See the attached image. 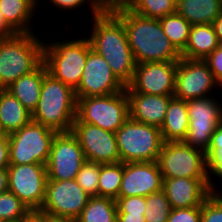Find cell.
<instances>
[{"mask_svg": "<svg viewBox=\"0 0 222 222\" xmlns=\"http://www.w3.org/2000/svg\"><path fill=\"white\" fill-rule=\"evenodd\" d=\"M54 7H58L57 9L60 8L63 10H73L77 9L81 6H83L86 2L89 4V7L91 8V14L92 16H97L98 14H101L99 5H98V0H49Z\"/></svg>", "mask_w": 222, "mask_h": 222, "instance_id": "f35d334b", "label": "cell"}, {"mask_svg": "<svg viewBox=\"0 0 222 222\" xmlns=\"http://www.w3.org/2000/svg\"><path fill=\"white\" fill-rule=\"evenodd\" d=\"M204 60L213 73L216 83L222 88V44Z\"/></svg>", "mask_w": 222, "mask_h": 222, "instance_id": "ab89813d", "label": "cell"}, {"mask_svg": "<svg viewBox=\"0 0 222 222\" xmlns=\"http://www.w3.org/2000/svg\"><path fill=\"white\" fill-rule=\"evenodd\" d=\"M161 190H163V176L157 161L124 163L118 197H146Z\"/></svg>", "mask_w": 222, "mask_h": 222, "instance_id": "ac0fdd59", "label": "cell"}, {"mask_svg": "<svg viewBox=\"0 0 222 222\" xmlns=\"http://www.w3.org/2000/svg\"><path fill=\"white\" fill-rule=\"evenodd\" d=\"M171 210L172 207L163 190L146 196V222H167Z\"/></svg>", "mask_w": 222, "mask_h": 222, "instance_id": "4dcf8cb0", "label": "cell"}, {"mask_svg": "<svg viewBox=\"0 0 222 222\" xmlns=\"http://www.w3.org/2000/svg\"><path fill=\"white\" fill-rule=\"evenodd\" d=\"M167 222H201V206L172 209Z\"/></svg>", "mask_w": 222, "mask_h": 222, "instance_id": "8d00e7d4", "label": "cell"}, {"mask_svg": "<svg viewBox=\"0 0 222 222\" xmlns=\"http://www.w3.org/2000/svg\"><path fill=\"white\" fill-rule=\"evenodd\" d=\"M58 132L42 124L30 121L9 136V164L46 165L52 142Z\"/></svg>", "mask_w": 222, "mask_h": 222, "instance_id": "ba28073f", "label": "cell"}, {"mask_svg": "<svg viewBox=\"0 0 222 222\" xmlns=\"http://www.w3.org/2000/svg\"><path fill=\"white\" fill-rule=\"evenodd\" d=\"M47 72V67L45 63L42 62L34 71L26 75H22L5 89L32 113L37 107L41 94L43 78Z\"/></svg>", "mask_w": 222, "mask_h": 222, "instance_id": "44dd1931", "label": "cell"}, {"mask_svg": "<svg viewBox=\"0 0 222 222\" xmlns=\"http://www.w3.org/2000/svg\"><path fill=\"white\" fill-rule=\"evenodd\" d=\"M86 161L76 136L71 132H58L52 142L46 164L48 180L75 179Z\"/></svg>", "mask_w": 222, "mask_h": 222, "instance_id": "7c38bea8", "label": "cell"}, {"mask_svg": "<svg viewBox=\"0 0 222 222\" xmlns=\"http://www.w3.org/2000/svg\"><path fill=\"white\" fill-rule=\"evenodd\" d=\"M32 120L31 112L6 89L0 90V127L10 135Z\"/></svg>", "mask_w": 222, "mask_h": 222, "instance_id": "d4e9b609", "label": "cell"}, {"mask_svg": "<svg viewBox=\"0 0 222 222\" xmlns=\"http://www.w3.org/2000/svg\"><path fill=\"white\" fill-rule=\"evenodd\" d=\"M205 153L207 158V174L211 189L217 191V185H214L213 178L210 175L217 176L222 180V122L217 125Z\"/></svg>", "mask_w": 222, "mask_h": 222, "instance_id": "f546056e", "label": "cell"}, {"mask_svg": "<svg viewBox=\"0 0 222 222\" xmlns=\"http://www.w3.org/2000/svg\"><path fill=\"white\" fill-rule=\"evenodd\" d=\"M115 15L124 24L136 64L178 62L181 59V54L165 35L159 19L143 17L131 10H123Z\"/></svg>", "mask_w": 222, "mask_h": 222, "instance_id": "7a4b0ae2", "label": "cell"}, {"mask_svg": "<svg viewBox=\"0 0 222 222\" xmlns=\"http://www.w3.org/2000/svg\"><path fill=\"white\" fill-rule=\"evenodd\" d=\"M189 127L184 143L206 152L211 137L222 122V102L212 96L187 101Z\"/></svg>", "mask_w": 222, "mask_h": 222, "instance_id": "30bf717a", "label": "cell"}, {"mask_svg": "<svg viewBox=\"0 0 222 222\" xmlns=\"http://www.w3.org/2000/svg\"><path fill=\"white\" fill-rule=\"evenodd\" d=\"M125 88L105 59L91 49L80 83L75 89L76 98L115 94L124 91Z\"/></svg>", "mask_w": 222, "mask_h": 222, "instance_id": "2e32d148", "label": "cell"}, {"mask_svg": "<svg viewBox=\"0 0 222 222\" xmlns=\"http://www.w3.org/2000/svg\"><path fill=\"white\" fill-rule=\"evenodd\" d=\"M176 12L191 25L213 24L222 13V0H176Z\"/></svg>", "mask_w": 222, "mask_h": 222, "instance_id": "484cf974", "label": "cell"}, {"mask_svg": "<svg viewBox=\"0 0 222 222\" xmlns=\"http://www.w3.org/2000/svg\"><path fill=\"white\" fill-rule=\"evenodd\" d=\"M131 11L143 17L161 19L176 12V0H138Z\"/></svg>", "mask_w": 222, "mask_h": 222, "instance_id": "1f68e13d", "label": "cell"}, {"mask_svg": "<svg viewBox=\"0 0 222 222\" xmlns=\"http://www.w3.org/2000/svg\"><path fill=\"white\" fill-rule=\"evenodd\" d=\"M101 164L85 161L75 177L78 185L91 197L98 196Z\"/></svg>", "mask_w": 222, "mask_h": 222, "instance_id": "836d02e7", "label": "cell"}, {"mask_svg": "<svg viewBox=\"0 0 222 222\" xmlns=\"http://www.w3.org/2000/svg\"><path fill=\"white\" fill-rule=\"evenodd\" d=\"M189 127L187 101L173 96L160 127L164 142L184 141Z\"/></svg>", "mask_w": 222, "mask_h": 222, "instance_id": "7402d4cb", "label": "cell"}, {"mask_svg": "<svg viewBox=\"0 0 222 222\" xmlns=\"http://www.w3.org/2000/svg\"><path fill=\"white\" fill-rule=\"evenodd\" d=\"M117 222H146L144 214L117 213Z\"/></svg>", "mask_w": 222, "mask_h": 222, "instance_id": "b9f144b4", "label": "cell"}, {"mask_svg": "<svg viewBox=\"0 0 222 222\" xmlns=\"http://www.w3.org/2000/svg\"><path fill=\"white\" fill-rule=\"evenodd\" d=\"M177 62H144L136 64L126 92L147 95H174Z\"/></svg>", "mask_w": 222, "mask_h": 222, "instance_id": "9a60e30c", "label": "cell"}, {"mask_svg": "<svg viewBox=\"0 0 222 222\" xmlns=\"http://www.w3.org/2000/svg\"><path fill=\"white\" fill-rule=\"evenodd\" d=\"M90 197L75 179L47 180L45 199L40 211L76 219Z\"/></svg>", "mask_w": 222, "mask_h": 222, "instance_id": "5bb4252c", "label": "cell"}, {"mask_svg": "<svg viewBox=\"0 0 222 222\" xmlns=\"http://www.w3.org/2000/svg\"><path fill=\"white\" fill-rule=\"evenodd\" d=\"M20 222H44L43 211L30 210Z\"/></svg>", "mask_w": 222, "mask_h": 222, "instance_id": "7bdbcfd3", "label": "cell"}, {"mask_svg": "<svg viewBox=\"0 0 222 222\" xmlns=\"http://www.w3.org/2000/svg\"><path fill=\"white\" fill-rule=\"evenodd\" d=\"M163 191L172 207H199L213 192L209 179L163 178Z\"/></svg>", "mask_w": 222, "mask_h": 222, "instance_id": "d6986e66", "label": "cell"}, {"mask_svg": "<svg viewBox=\"0 0 222 222\" xmlns=\"http://www.w3.org/2000/svg\"><path fill=\"white\" fill-rule=\"evenodd\" d=\"M120 162L158 161L164 143L159 127L128 118L115 132Z\"/></svg>", "mask_w": 222, "mask_h": 222, "instance_id": "8992f818", "label": "cell"}, {"mask_svg": "<svg viewBox=\"0 0 222 222\" xmlns=\"http://www.w3.org/2000/svg\"><path fill=\"white\" fill-rule=\"evenodd\" d=\"M71 132L78 139L87 161L99 164L120 162L115 133L85 122H73Z\"/></svg>", "mask_w": 222, "mask_h": 222, "instance_id": "e0dca14e", "label": "cell"}, {"mask_svg": "<svg viewBox=\"0 0 222 222\" xmlns=\"http://www.w3.org/2000/svg\"><path fill=\"white\" fill-rule=\"evenodd\" d=\"M76 113L75 90L47 72L43 78L37 107L31 113L32 121L56 132H69Z\"/></svg>", "mask_w": 222, "mask_h": 222, "instance_id": "3957f363", "label": "cell"}, {"mask_svg": "<svg viewBox=\"0 0 222 222\" xmlns=\"http://www.w3.org/2000/svg\"><path fill=\"white\" fill-rule=\"evenodd\" d=\"M44 222H76V219L43 212Z\"/></svg>", "mask_w": 222, "mask_h": 222, "instance_id": "ee69618b", "label": "cell"}, {"mask_svg": "<svg viewBox=\"0 0 222 222\" xmlns=\"http://www.w3.org/2000/svg\"><path fill=\"white\" fill-rule=\"evenodd\" d=\"M220 87L207 62L201 59L182 58L177 62L175 92L176 98L188 101L209 97L211 90Z\"/></svg>", "mask_w": 222, "mask_h": 222, "instance_id": "4fadbf2b", "label": "cell"}, {"mask_svg": "<svg viewBox=\"0 0 222 222\" xmlns=\"http://www.w3.org/2000/svg\"><path fill=\"white\" fill-rule=\"evenodd\" d=\"M92 20L87 37L92 49L105 59L112 72L127 86L133 78L136 62L123 22L115 14H98Z\"/></svg>", "mask_w": 222, "mask_h": 222, "instance_id": "6da1fadb", "label": "cell"}, {"mask_svg": "<svg viewBox=\"0 0 222 222\" xmlns=\"http://www.w3.org/2000/svg\"><path fill=\"white\" fill-rule=\"evenodd\" d=\"M8 190L15 194L30 210H40L48 180L46 165H9Z\"/></svg>", "mask_w": 222, "mask_h": 222, "instance_id": "8fae6325", "label": "cell"}, {"mask_svg": "<svg viewBox=\"0 0 222 222\" xmlns=\"http://www.w3.org/2000/svg\"><path fill=\"white\" fill-rule=\"evenodd\" d=\"M29 211L30 209L11 191L0 194L1 222H17Z\"/></svg>", "mask_w": 222, "mask_h": 222, "instance_id": "d6a6232c", "label": "cell"}, {"mask_svg": "<svg viewBox=\"0 0 222 222\" xmlns=\"http://www.w3.org/2000/svg\"><path fill=\"white\" fill-rule=\"evenodd\" d=\"M220 45L212 24L192 25L182 58L206 59Z\"/></svg>", "mask_w": 222, "mask_h": 222, "instance_id": "cb8c5ba5", "label": "cell"}, {"mask_svg": "<svg viewBox=\"0 0 222 222\" xmlns=\"http://www.w3.org/2000/svg\"><path fill=\"white\" fill-rule=\"evenodd\" d=\"M124 163L101 164L98 196L116 200L122 183Z\"/></svg>", "mask_w": 222, "mask_h": 222, "instance_id": "f1b7e54d", "label": "cell"}, {"mask_svg": "<svg viewBox=\"0 0 222 222\" xmlns=\"http://www.w3.org/2000/svg\"><path fill=\"white\" fill-rule=\"evenodd\" d=\"M9 136L4 134L0 137V169L9 167Z\"/></svg>", "mask_w": 222, "mask_h": 222, "instance_id": "60d3db41", "label": "cell"}, {"mask_svg": "<svg viewBox=\"0 0 222 222\" xmlns=\"http://www.w3.org/2000/svg\"><path fill=\"white\" fill-rule=\"evenodd\" d=\"M4 135V132L2 131L1 127H0V137H2Z\"/></svg>", "mask_w": 222, "mask_h": 222, "instance_id": "c3c4849f", "label": "cell"}, {"mask_svg": "<svg viewBox=\"0 0 222 222\" xmlns=\"http://www.w3.org/2000/svg\"><path fill=\"white\" fill-rule=\"evenodd\" d=\"M213 27L218 37V41L222 44V13L213 22Z\"/></svg>", "mask_w": 222, "mask_h": 222, "instance_id": "7dc6e473", "label": "cell"}, {"mask_svg": "<svg viewBox=\"0 0 222 222\" xmlns=\"http://www.w3.org/2000/svg\"><path fill=\"white\" fill-rule=\"evenodd\" d=\"M157 162L163 178L209 179L206 153L183 141L164 142Z\"/></svg>", "mask_w": 222, "mask_h": 222, "instance_id": "9c48e42d", "label": "cell"}, {"mask_svg": "<svg viewBox=\"0 0 222 222\" xmlns=\"http://www.w3.org/2000/svg\"><path fill=\"white\" fill-rule=\"evenodd\" d=\"M8 171L7 169H0V194L8 191Z\"/></svg>", "mask_w": 222, "mask_h": 222, "instance_id": "bcb514c9", "label": "cell"}, {"mask_svg": "<svg viewBox=\"0 0 222 222\" xmlns=\"http://www.w3.org/2000/svg\"><path fill=\"white\" fill-rule=\"evenodd\" d=\"M76 222H117L116 200L100 196L90 197Z\"/></svg>", "mask_w": 222, "mask_h": 222, "instance_id": "4316f807", "label": "cell"}, {"mask_svg": "<svg viewBox=\"0 0 222 222\" xmlns=\"http://www.w3.org/2000/svg\"><path fill=\"white\" fill-rule=\"evenodd\" d=\"M37 9V0H0L4 21L15 33H31L34 30L29 25H33L31 19Z\"/></svg>", "mask_w": 222, "mask_h": 222, "instance_id": "603a6c76", "label": "cell"}, {"mask_svg": "<svg viewBox=\"0 0 222 222\" xmlns=\"http://www.w3.org/2000/svg\"><path fill=\"white\" fill-rule=\"evenodd\" d=\"M138 0H98L101 14H116L123 10H131Z\"/></svg>", "mask_w": 222, "mask_h": 222, "instance_id": "74e56055", "label": "cell"}, {"mask_svg": "<svg viewBox=\"0 0 222 222\" xmlns=\"http://www.w3.org/2000/svg\"><path fill=\"white\" fill-rule=\"evenodd\" d=\"M117 213L145 214L146 197L130 196L116 199Z\"/></svg>", "mask_w": 222, "mask_h": 222, "instance_id": "d590c367", "label": "cell"}, {"mask_svg": "<svg viewBox=\"0 0 222 222\" xmlns=\"http://www.w3.org/2000/svg\"><path fill=\"white\" fill-rule=\"evenodd\" d=\"M16 34L4 21L3 14L0 10V38L10 37Z\"/></svg>", "mask_w": 222, "mask_h": 222, "instance_id": "f6af8a7d", "label": "cell"}, {"mask_svg": "<svg viewBox=\"0 0 222 222\" xmlns=\"http://www.w3.org/2000/svg\"><path fill=\"white\" fill-rule=\"evenodd\" d=\"M126 94L130 118L159 128L162 126L173 95H147L138 92H126Z\"/></svg>", "mask_w": 222, "mask_h": 222, "instance_id": "ffe728a7", "label": "cell"}, {"mask_svg": "<svg viewBox=\"0 0 222 222\" xmlns=\"http://www.w3.org/2000/svg\"><path fill=\"white\" fill-rule=\"evenodd\" d=\"M222 191H213L201 205V222H222Z\"/></svg>", "mask_w": 222, "mask_h": 222, "instance_id": "e575fe53", "label": "cell"}, {"mask_svg": "<svg viewBox=\"0 0 222 222\" xmlns=\"http://www.w3.org/2000/svg\"><path fill=\"white\" fill-rule=\"evenodd\" d=\"M129 118L126 91L105 96L77 98L74 122H85L115 133Z\"/></svg>", "mask_w": 222, "mask_h": 222, "instance_id": "52a82bcc", "label": "cell"}, {"mask_svg": "<svg viewBox=\"0 0 222 222\" xmlns=\"http://www.w3.org/2000/svg\"><path fill=\"white\" fill-rule=\"evenodd\" d=\"M60 40L43 45V62L48 73L70 86L78 87L88 53L92 49L88 38Z\"/></svg>", "mask_w": 222, "mask_h": 222, "instance_id": "5b68a950", "label": "cell"}, {"mask_svg": "<svg viewBox=\"0 0 222 222\" xmlns=\"http://www.w3.org/2000/svg\"><path fill=\"white\" fill-rule=\"evenodd\" d=\"M34 33H16L0 38L1 89L31 73L43 62L44 42Z\"/></svg>", "mask_w": 222, "mask_h": 222, "instance_id": "277c9868", "label": "cell"}, {"mask_svg": "<svg viewBox=\"0 0 222 222\" xmlns=\"http://www.w3.org/2000/svg\"><path fill=\"white\" fill-rule=\"evenodd\" d=\"M159 21L165 35L181 54L186 47L192 25L177 12L168 14Z\"/></svg>", "mask_w": 222, "mask_h": 222, "instance_id": "83f0119b", "label": "cell"}]
</instances>
